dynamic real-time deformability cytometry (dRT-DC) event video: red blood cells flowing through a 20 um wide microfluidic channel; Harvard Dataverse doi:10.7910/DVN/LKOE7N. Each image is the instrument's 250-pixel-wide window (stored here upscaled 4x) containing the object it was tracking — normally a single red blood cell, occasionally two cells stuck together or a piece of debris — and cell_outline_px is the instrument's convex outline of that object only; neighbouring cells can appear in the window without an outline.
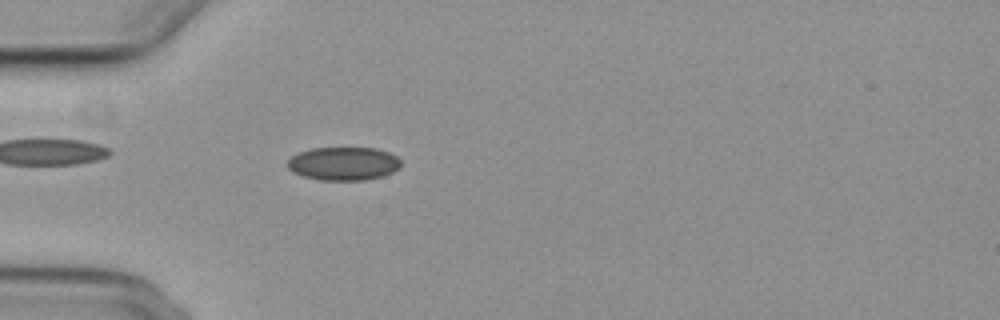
{"species": "common noctule bat (a hibernating species)", "species_latin": "Nyctalus noctula", "temperature_condition": "cold", "stored_images_in_passage": 4, "camera_frame_rate_fps": 3000, "um_per_image_px": 0.085, "animal": {"sex": "female", "body_mass_g": 29.2, "forearm_length_mm": 56.3}, "frame": {"image": 1, "passage_image": 4, "time_ms": 3.667, "image_size_px": [1000, 320], "cell_outline_px": [[400, 168], [384, 176], [364, 180], [320, 180], [304, 176], [292, 172], [288, 168], [288, 160], [292, 156], [300, 152], [312, 148], [376, 148], [388, 152], [396, 156], [400, 160]], "centroid_in_image_um": [29.21, 13.91], "position_along_channel_um": 55.8, "area_um2": 22.02}}